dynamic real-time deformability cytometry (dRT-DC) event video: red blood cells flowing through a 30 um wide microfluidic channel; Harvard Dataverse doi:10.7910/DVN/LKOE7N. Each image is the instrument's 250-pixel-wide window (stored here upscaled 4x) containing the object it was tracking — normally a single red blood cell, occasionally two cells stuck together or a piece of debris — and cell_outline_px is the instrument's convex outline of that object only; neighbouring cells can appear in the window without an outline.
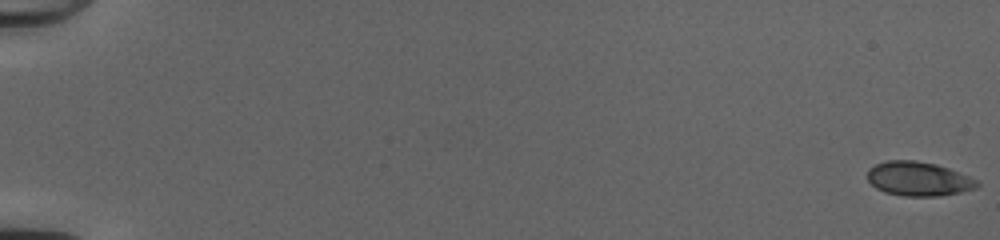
{"species": "common noctule bat (a hibernating species)", "species_latin": "Nyctalus noctula", "temperature_condition": "cold", "stored_images_in_passage": 54, "camera_frame_rate_fps": 3000, "um_per_image_px": 0.085, "animal": {"sex": "female", "body_mass_g": 20.0, "forearm_length_mm": 54.0}, "frame": {"image": 1, "passage_image": 1, "time_ms": 0.0, "image_size_px": [1000, 240], "cell_outline_px": [[980, 184], [976, 188], [960, 192], [940, 196], [904, 196], [884, 192], [876, 188], [868, 180], [868, 168], [884, 160], [916, 160], [936, 164], [948, 168], [968, 176], [976, 180]], "centroid_in_image_um": [78.05, 15.2], "position_along_channel_um": 7.0, "area_um2": 21.85}}
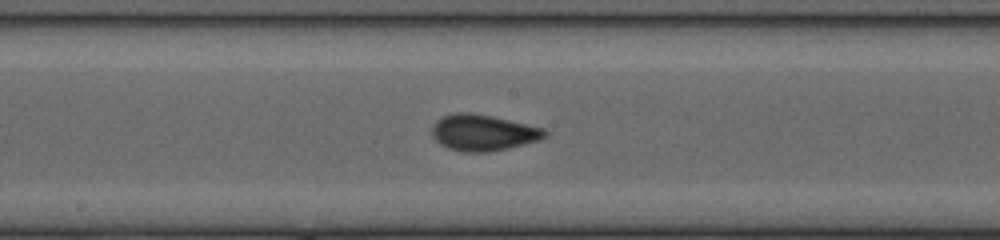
{"frame": {"image": 2, "passage_image": 31, "time_ms": 10.0, "image_size_px": [1000, 240], "cell_outline_px": [[548, 132], [540, 140], [508, 148], [488, 152], [464, 152], [448, 148], [440, 144], [432, 136], [432, 124], [436, 120], [444, 116], [456, 112], [468, 112], [492, 116], [544, 128]], "centroid_in_image_um": [41.04, 11.27], "position_along_channel_um": 207.2, "area_um2": 23.76}}
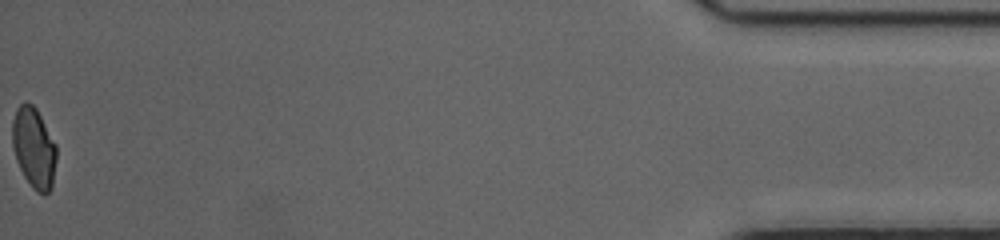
{"frame": {"image": 3, "passage_image": 54, "time_ms": 17.667, "image_size_px": [1000, 240], "cell_outline_px": [[56, 160], [52, 188], [44, 196], [36, 192], [32, 188], [24, 176], [16, 160], [12, 144], [12, 120], [16, 108], [24, 100], [32, 104], [36, 108], [56, 144]], "centroid_in_image_um": [2.87, 12.57], "position_along_channel_um": 432.3, "area_um2": 20.98}, "authors_computed_cell_mechanics": {"area_um2": 22.1085, "velocity_mm_per_s": 4.0497, "shape_relaxation_time_tau1_ms": 4.4636, "shape_relaxation_time_tau2_ms": 0.6734, "deformation_change_tau1": 0.1634, "deformation_change_tau2": 0.0499}}